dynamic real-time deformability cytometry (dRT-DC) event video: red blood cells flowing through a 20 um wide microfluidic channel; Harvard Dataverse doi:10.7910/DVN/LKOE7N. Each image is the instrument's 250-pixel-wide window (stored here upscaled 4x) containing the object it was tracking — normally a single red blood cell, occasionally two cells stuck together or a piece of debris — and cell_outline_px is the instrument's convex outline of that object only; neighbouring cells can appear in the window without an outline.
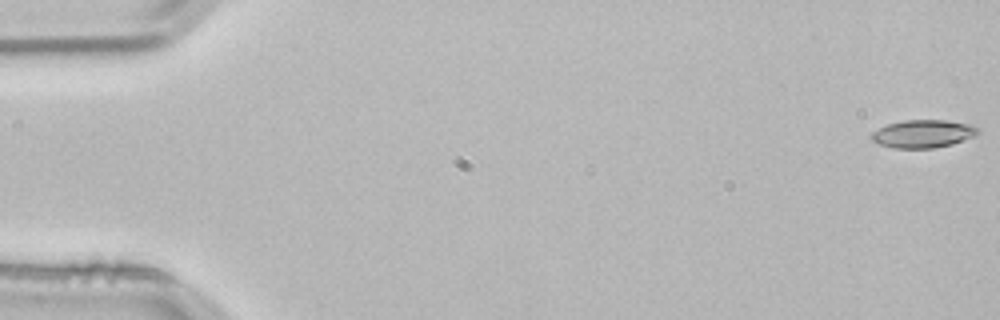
{"species": "common noctule bat (a hibernating species)", "species_latin": "Nyctalus noctula", "temperature_condition": "room temperature", "stored_images_in_passage": 54, "camera_frame_rate_fps": 3000, "um_per_image_px": 0.085, "animal": {"sex": "male", "body_mass_g": 21.5, "forearm_length_mm": 52.0}, "frame": {"image": 1, "passage_image": 1, "time_ms": 0.0, "image_size_px": [1000, 320], "cell_outline_px": [[980, 132], [976, 136], [952, 144], [932, 148], [892, 148], [876, 144], [872, 140], [872, 132], [888, 124], [904, 120], [948, 120], [972, 124], [980, 128]], "centroid_in_image_um": [78.51, 11.37], "position_along_channel_um": 6.5, "area_um2": 17.51}}
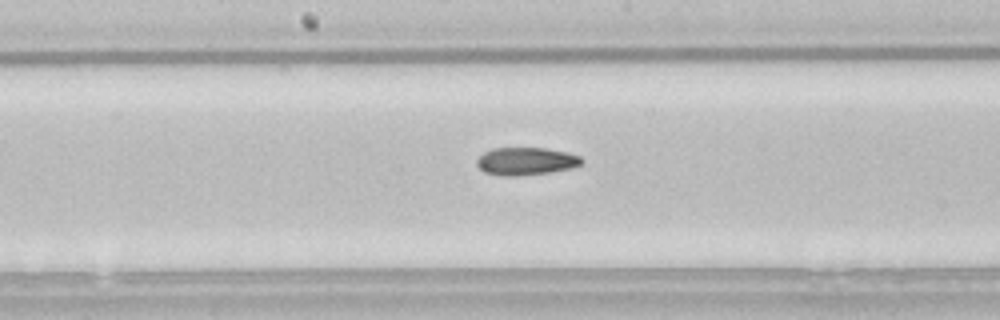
{"frame": {"image": 2, "passage_image": 28, "time_ms": 9.0, "image_size_px": [1000, 320], "cell_outline_px": [[584, 160], [580, 164], [572, 168], [548, 172], [520, 176], [500, 176], [484, 172], [476, 164], [476, 160], [484, 152], [492, 148], [548, 148], [568, 152], [580, 156]], "centroid_in_image_um": [44.7, 13.7], "position_along_channel_um": 203.5, "area_um2": 17.05}}
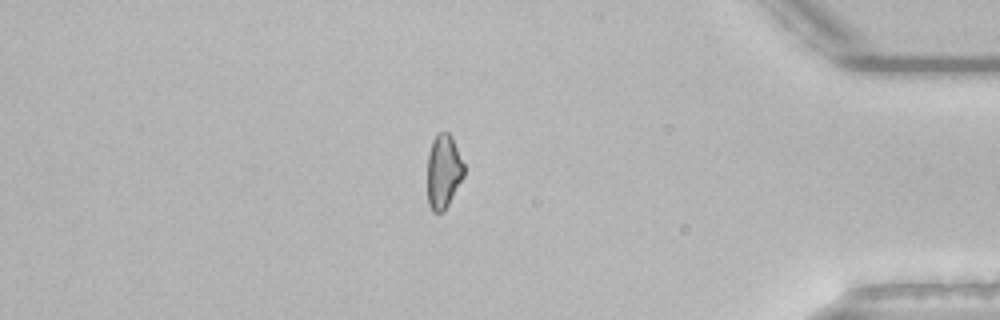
{"frame": {"image": 3, "passage_image": 46, "time_ms": 15.0, "image_size_px": [1000, 320], "cell_outline_px": [[464, 176], [444, 212], [432, 212], [428, 204], [428, 152], [432, 140], [436, 132], [448, 132], [452, 136], [464, 164]], "centroid_in_image_um": [37.69, 14.56], "position_along_channel_um": 397.5, "area_um2": 15.95}, "authors_computed_cell_mechanics": {"area_um2": 17.1088, "velocity_mm_per_s": 3.8351, "shape_relaxation_time_tau1_ms": null, "shape_relaxation_time_tau2_ms": 6.1848, "deformation_change_tau1": null, "deformation_change_tau2": 0.1414}}